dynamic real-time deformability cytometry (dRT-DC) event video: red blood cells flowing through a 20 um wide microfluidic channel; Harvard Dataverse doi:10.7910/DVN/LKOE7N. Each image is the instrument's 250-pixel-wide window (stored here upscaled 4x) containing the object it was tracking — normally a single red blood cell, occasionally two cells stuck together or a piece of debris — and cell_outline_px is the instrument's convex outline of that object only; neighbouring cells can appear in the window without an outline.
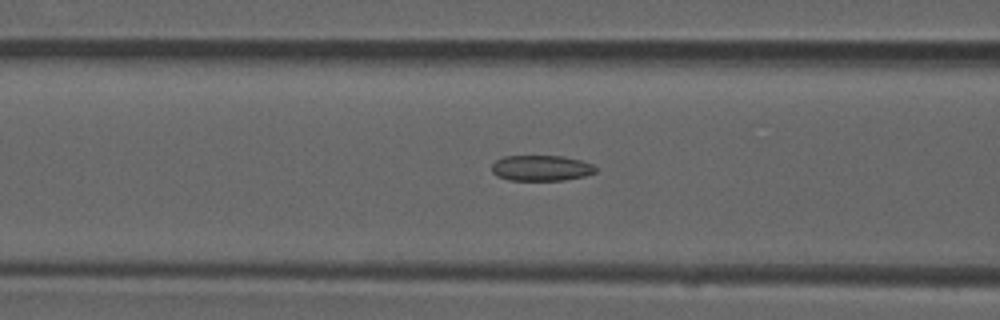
{"species": "common noctule bat (a hibernating species)", "species_latin": "Nyctalus noctula", "temperature_condition": "room temperature", "stored_images_in_passage": 52, "camera_frame_rate_fps": 3000, "um_per_image_px": 0.085, "animal": {"sex": "male", "forearm_length_mm": 52.5}, "frame": {"image": 1, "passage_image": 21, "time_ms": 6.667, "image_size_px": [1000, 320], "cell_outline_px": [[596, 172], [584, 176], [564, 180], [508, 180], [496, 176], [492, 172], [492, 164], [496, 160], [504, 156], [564, 156], [580, 160], [592, 164], [596, 168]], "centroid_in_image_um": [45.98, 14.28], "position_along_channel_um": 120.6, "area_um2": 15.55}}
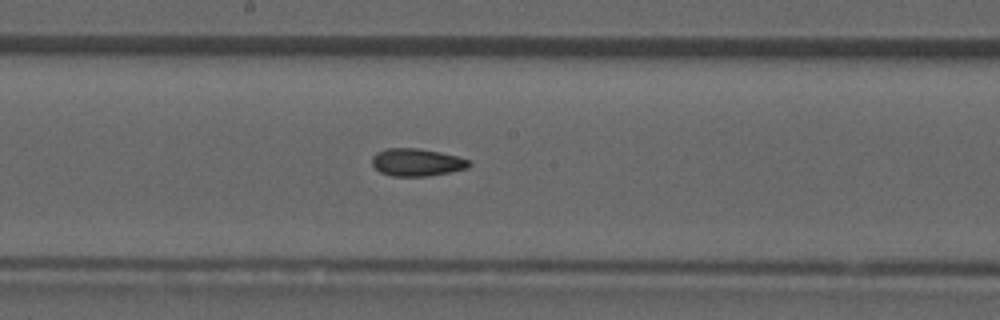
{"frame": {"image": 2, "passage_image": 28, "time_ms": 9.0, "image_size_px": [1000, 320], "cell_outline_px": [[472, 164], [468, 168], [428, 176], [392, 176], [380, 172], [372, 164], [372, 156], [376, 152], [388, 148], [416, 148], [440, 152], [456, 156], [468, 160]], "centroid_in_image_um": [35.41, 13.79], "position_along_channel_um": 212.8, "area_um2": 15.49}}
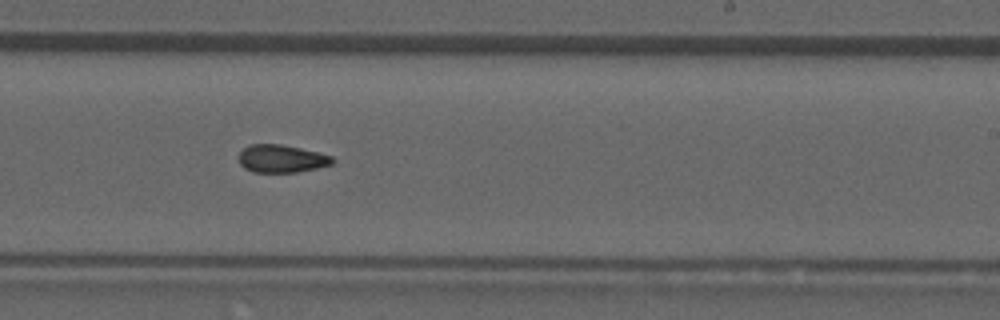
{"frame": {"image": 3, "passage_image": 32, "time_ms": 10.333, "image_size_px": [1000, 320], "cell_outline_px": [[336, 160], [332, 164], [316, 168], [296, 172], [252, 172], [244, 168], [240, 164], [240, 152], [248, 144], [280, 144], [300, 148], [332, 156]], "centroid_in_image_um": [23.92, 13.49], "position_along_channel_um": 265.1, "area_um2": 15.09}}